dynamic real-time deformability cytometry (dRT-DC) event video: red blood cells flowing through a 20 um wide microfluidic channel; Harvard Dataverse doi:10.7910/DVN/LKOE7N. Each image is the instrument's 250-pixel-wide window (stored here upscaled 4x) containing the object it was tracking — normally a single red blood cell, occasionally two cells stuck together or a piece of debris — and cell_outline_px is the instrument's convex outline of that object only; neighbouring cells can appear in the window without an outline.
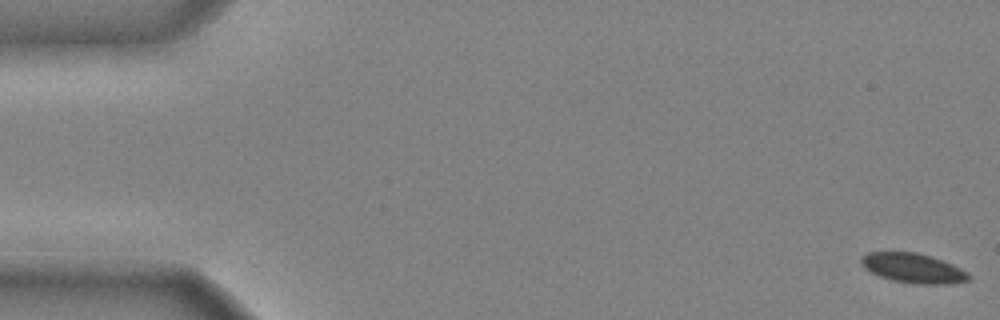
{"species": "common noctule bat (a hibernating species)", "species_latin": "Nyctalus noctula", "temperature_condition": "cold", "stored_images_in_passage": 11, "camera_frame_rate_fps": 3000, "um_per_image_px": 0.085, "animal": {"sex": "male", "body_mass_g": 20.4}, "frame": {"image": 1, "passage_image": 1, "time_ms": 0.0, "image_size_px": [1000, 320], "cell_outline_px": [[972, 280], [952, 284], [912, 284], [892, 280], [880, 276], [864, 268], [860, 264], [860, 256], [868, 252], [916, 252], [952, 264], [968, 272], [972, 276]], "centroid_in_image_um": [77.63, 22.81], "position_along_channel_um": 7.4, "area_um2": 18.73}}